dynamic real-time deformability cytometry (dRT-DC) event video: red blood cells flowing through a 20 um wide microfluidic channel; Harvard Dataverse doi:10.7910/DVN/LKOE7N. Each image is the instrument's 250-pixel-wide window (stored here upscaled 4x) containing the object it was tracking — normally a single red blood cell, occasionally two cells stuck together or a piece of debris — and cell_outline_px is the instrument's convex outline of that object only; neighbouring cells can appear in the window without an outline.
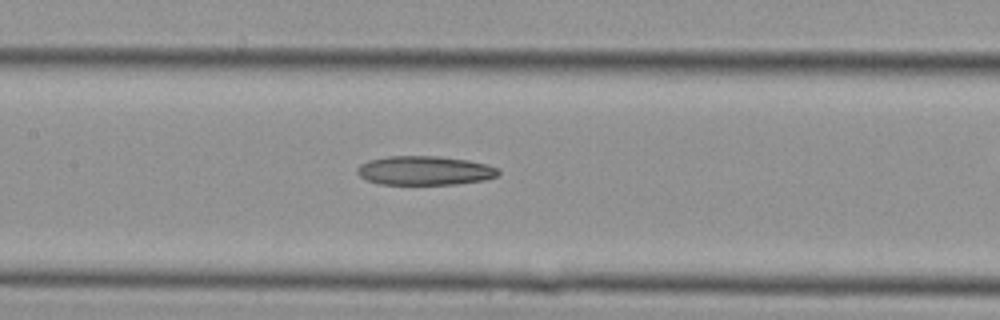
{"species": "Egyptian fruit bat (a non-hibernating species)", "species_latin": "Rousettus aegyptiacus", "temperature_condition": "cold", "stored_images_in_passage": 19, "camera_frame_rate_fps": 3000, "um_per_image_px": 0.085, "animal": {"sex": "female"}, "frame": {"image": 1, "passage_image": 14, "time_ms": 4.333, "image_size_px": [1000, 320], "cell_outline_px": [[500, 172], [496, 176], [484, 180], [456, 184], [380, 184], [368, 180], [360, 176], [356, 172], [356, 168], [360, 164], [368, 160], [388, 156], [440, 156], [468, 160], [488, 164], [500, 168]], "centroid_in_image_um": [36.11, 14.49], "position_along_channel_um": 171.3, "area_um2": 24.04}}
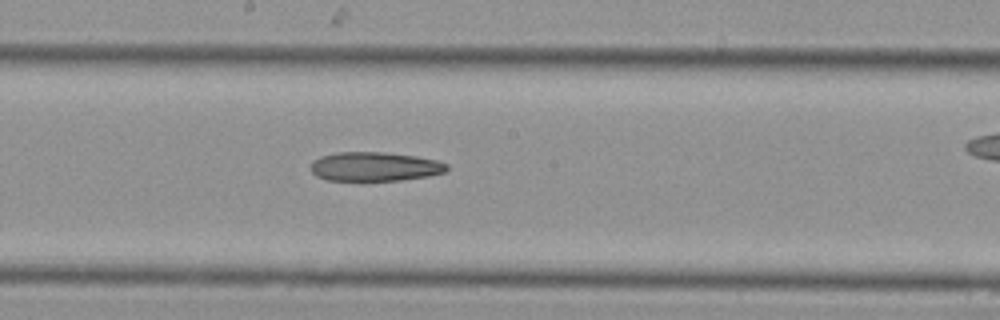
{"frame": {"image": 2, "passage_image": 16, "time_ms": 5.0, "image_size_px": [1000, 320], "cell_outline_px": [[448, 168], [444, 172], [428, 176], [400, 180], [328, 180], [316, 176], [312, 172], [312, 160], [320, 156], [336, 152], [384, 152], [416, 156], [436, 160], [448, 164]], "centroid_in_image_um": [31.84, 14.15], "position_along_channel_um": 216.4, "area_um2": 23.0}}